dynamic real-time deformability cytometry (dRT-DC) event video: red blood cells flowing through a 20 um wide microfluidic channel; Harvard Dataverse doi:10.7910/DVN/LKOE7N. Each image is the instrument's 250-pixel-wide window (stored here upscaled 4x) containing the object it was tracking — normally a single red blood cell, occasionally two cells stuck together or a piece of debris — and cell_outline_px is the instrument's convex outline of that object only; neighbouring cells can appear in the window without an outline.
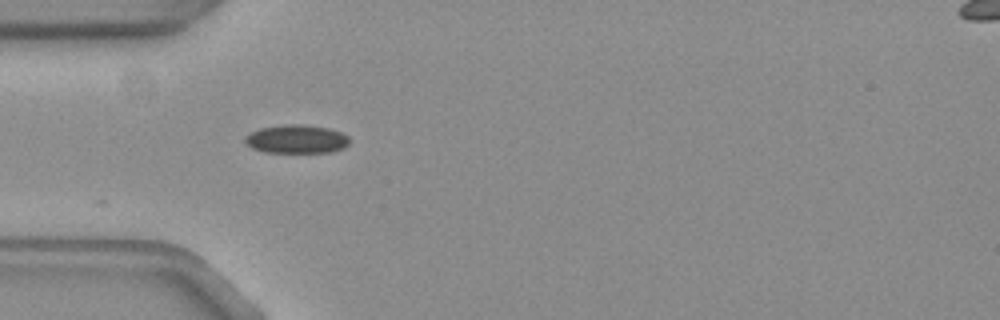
{"species": "common noctule bat (a hibernating species)", "species_latin": "Nyctalus noctula", "temperature_condition": "warm", "stored_images_in_passage": 3, "camera_frame_rate_fps": 3000, "um_per_image_px": 0.085, "animal": {"sex": "female", "body_mass_g": 19.3, "forearm_length_mm": 54.1}, "frame": {"image": 1, "passage_image": 1, "time_ms": 0.0, "image_size_px": [1000, 320], "cell_outline_px": [[348, 144], [344, 148], [332, 152], [264, 152], [252, 148], [244, 140], [252, 132], [260, 128], [284, 124], [304, 124], [328, 128], [340, 132], [348, 136]], "centroid_in_image_um": [25.23, 11.82], "position_along_channel_um": 59.8, "area_um2": 17.22}}